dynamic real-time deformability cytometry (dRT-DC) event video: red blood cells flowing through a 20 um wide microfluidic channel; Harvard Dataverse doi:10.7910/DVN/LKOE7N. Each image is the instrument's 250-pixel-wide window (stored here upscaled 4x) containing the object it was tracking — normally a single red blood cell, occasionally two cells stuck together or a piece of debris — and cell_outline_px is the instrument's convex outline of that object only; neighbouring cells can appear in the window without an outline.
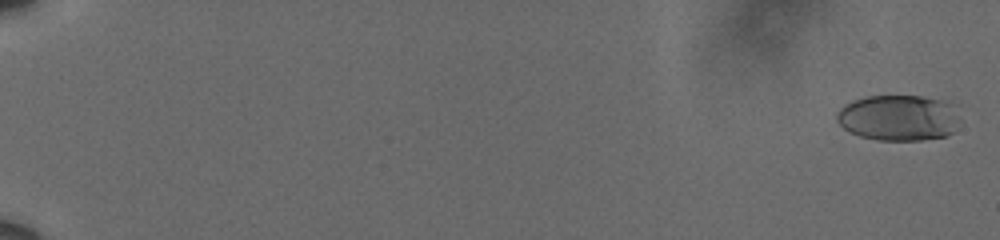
{"species": "human", "species_latin": "Homo sapiens", "temperature_condition": "cold", "stored_images_in_passage": 61, "camera_frame_rate_fps": 3000, "um_per_image_px": 0.085, "donor": {"sex": "male"}, "frame": {"image": 1, "passage_image": 2, "time_ms": 0.333, "image_size_px": [1000, 240], "cell_outline_px": [[960, 120], [952, 132], [948, 136], [920, 140], [876, 140], [860, 136], [844, 128], [836, 120], [836, 112], [844, 104], [852, 100], [864, 96], [924, 96], [940, 100], [952, 104]], "centroid_in_image_um": [76.35, 10.01], "position_along_channel_um": 8.6, "area_um2": 33.06}}
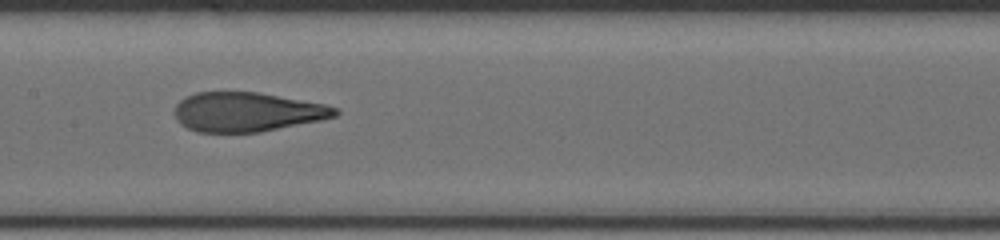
{"frame": {"image": 2, "passage_image": 35, "time_ms": 11.333, "image_size_px": [1000, 240], "cell_outline_px": [[340, 112], [336, 116], [320, 120], [260, 132], [196, 132], [180, 124], [176, 120], [176, 104], [180, 100], [196, 92], [256, 92], [324, 104], [336, 108]], "centroid_in_image_um": [20.98, 9.52], "position_along_channel_um": 186.4, "area_um2": 36.47}}
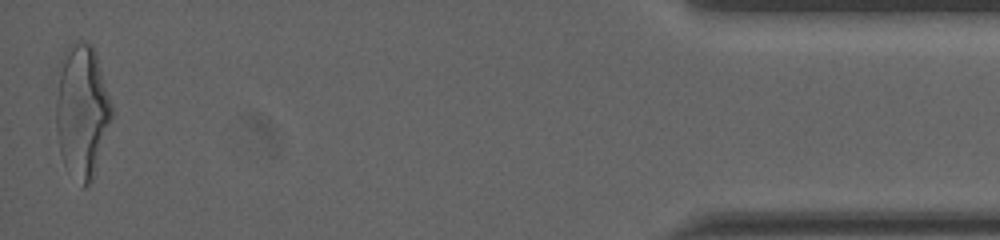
{"frame": {"image": 3, "passage_image": 61, "time_ms": 20.0, "image_size_px": [1000, 240], "cell_outline_px": [[112, 116], [92, 180], [84, 188], [80, 188], [60, 152], [56, 128], [56, 100], [60, 72], [72, 40], [80, 40], [92, 44], [96, 52], [112, 104]], "centroid_in_image_um": [6.99, 9.45], "position_along_channel_um": 428.2, "area_um2": 42.37}, "authors_computed_cell_mechanics": {"area_um2": 37.0498, "velocity_mm_per_s": 3.6188, "shape_relaxation_time_tau1_ms": 5.0816, "shape_relaxation_time_tau2_ms": 1.0615, "deformation_change_tau1": 0.2035, "deformation_change_tau2": 0.0919}}